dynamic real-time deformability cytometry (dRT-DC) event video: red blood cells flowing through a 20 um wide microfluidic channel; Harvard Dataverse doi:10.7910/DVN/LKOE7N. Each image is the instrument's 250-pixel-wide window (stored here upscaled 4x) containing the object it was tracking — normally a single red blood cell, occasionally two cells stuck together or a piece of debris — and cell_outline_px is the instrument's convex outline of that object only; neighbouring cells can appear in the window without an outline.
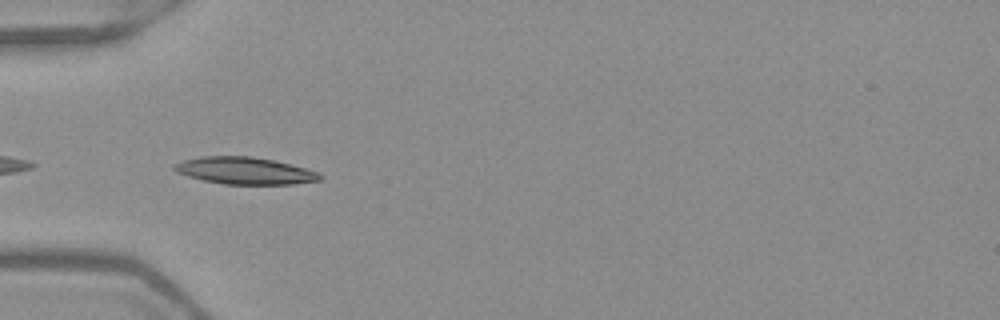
{"species": "Egyptian fruit bat (a non-hibernating species)", "species_latin": "Rousettus aegyptiacus", "temperature_condition": "warm", "stored_images_in_passage": 37, "camera_frame_rate_fps": 3000, "um_per_image_px": 0.085, "frame": {"image": 1, "passage_image": 2, "time_ms": 0.333, "image_size_px": [1000, 320], "cell_outline_px": [[324, 176], [320, 180], [292, 184], [224, 184], [204, 180], [188, 176], [176, 172], [172, 168], [172, 164], [184, 160], [200, 156], [252, 156], [272, 160], [320, 172]], "centroid_in_image_um": [20.78, 14.51], "position_along_channel_um": 64.2, "area_um2": 22.89}}
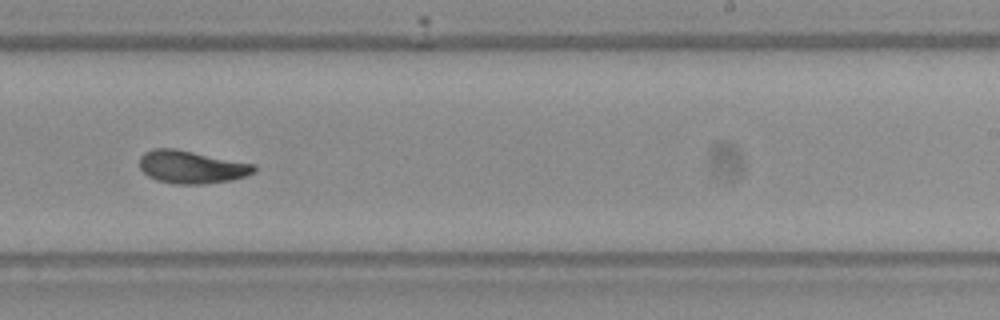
{"frame": {"image": 2, "passage_image": 18, "time_ms": 5.667, "image_size_px": [1000, 320], "cell_outline_px": [[256, 172], [232, 180], [204, 184], [176, 184], [156, 180], [148, 176], [140, 168], [140, 156], [144, 152], [152, 148], [176, 148], [256, 164]], "centroid_in_image_um": [16.29, 14.18], "position_along_channel_um": 272.7, "area_um2": 22.14}}
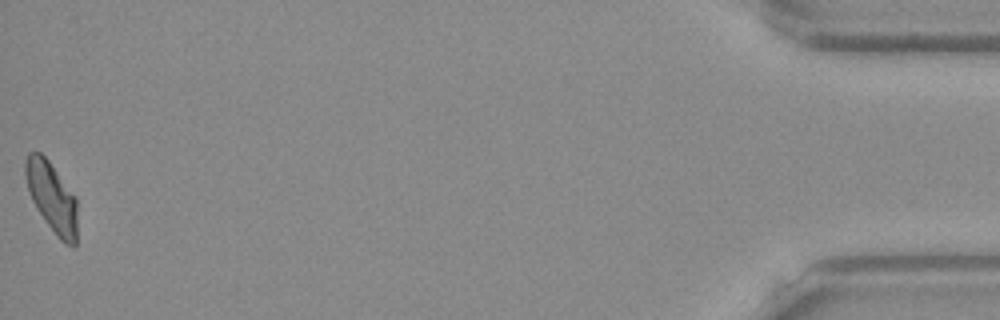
{"frame": {"image": 3, "passage_image": 37, "time_ms": 12.0, "image_size_px": [1000, 320], "cell_outline_px": [[76, 244], [72, 248], [64, 244], [56, 236], [36, 208], [32, 200], [28, 188], [24, 172], [24, 160], [28, 152], [40, 152], [48, 160], [76, 196]], "centroid_in_image_um": [4.4, 16.76], "position_along_channel_um": 430.8, "area_um2": 21.27}, "authors_computed_cell_mechanics": {"area_um2": 21.7906, "velocity_mm_per_s": 3.9499, "shape_relaxation_time_tau1_ms": 4.7441, "shape_relaxation_time_tau2_ms": 1.951, "deformation_change_tau1": 0.1743, "deformation_change_tau2": 0.0741}}